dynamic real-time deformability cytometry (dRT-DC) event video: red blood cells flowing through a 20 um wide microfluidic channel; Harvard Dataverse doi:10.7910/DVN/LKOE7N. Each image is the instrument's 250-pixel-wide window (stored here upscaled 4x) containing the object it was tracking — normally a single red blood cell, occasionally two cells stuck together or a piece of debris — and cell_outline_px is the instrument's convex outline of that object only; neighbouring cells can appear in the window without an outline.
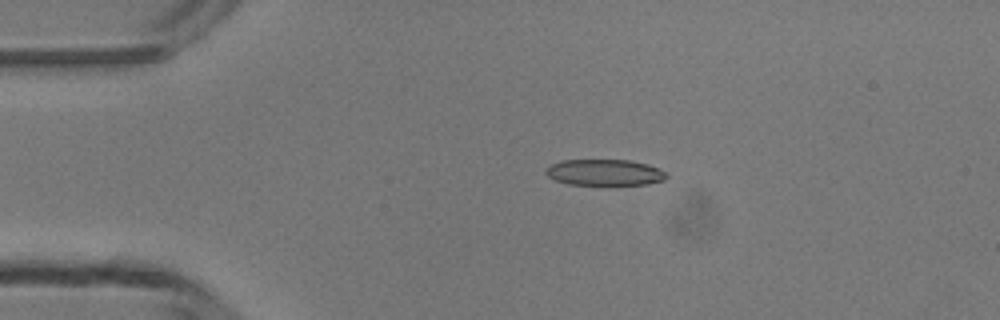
{"species": "common noctule bat (a hibernating species)", "species_latin": "Nyctalus noctula", "temperature_condition": "room temperature", "stored_images_in_passage": 4, "camera_frame_rate_fps": 3000, "um_per_image_px": 0.085, "animal": {"sex": "male", "body_mass_g": 13.3}, "frame": {"image": 1, "passage_image": 3, "time_ms": 3.0, "image_size_px": [1000, 320], "cell_outline_px": [[668, 176], [664, 180], [648, 184], [608, 188], [568, 184], [556, 180], [548, 176], [544, 172], [544, 168], [548, 164], [560, 160], [628, 160], [648, 164], [668, 172]], "centroid_in_image_um": [51.39, 14.71], "position_along_channel_um": 33.6, "area_um2": 19.65}}